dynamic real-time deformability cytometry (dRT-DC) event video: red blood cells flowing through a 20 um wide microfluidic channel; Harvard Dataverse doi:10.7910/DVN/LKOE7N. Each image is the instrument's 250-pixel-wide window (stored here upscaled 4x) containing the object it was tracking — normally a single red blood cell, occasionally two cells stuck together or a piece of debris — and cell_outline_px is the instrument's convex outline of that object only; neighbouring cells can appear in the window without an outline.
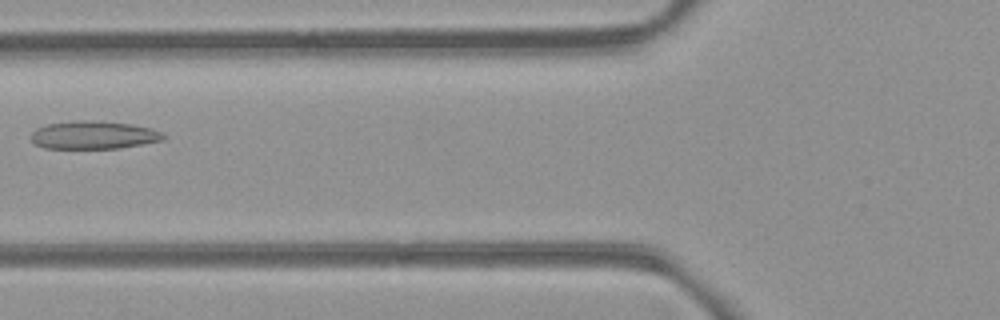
{"species": "common noctule bat (a hibernating species)", "species_latin": "Nyctalus noctula", "temperature_condition": "room temperature", "stored_images_in_passage": 3, "camera_frame_rate_fps": 3000, "um_per_image_px": 0.085, "animal": {"sex": "female", "body_mass_g": 21.9}, "frame": {"image": 1, "passage_image": 2, "time_ms": 1.333, "image_size_px": [1000, 320], "cell_outline_px": [[168, 136], [164, 140], [120, 148], [44, 148], [36, 144], [32, 140], [32, 132], [36, 128], [48, 124], [80, 120], [96, 120], [132, 124], [152, 128]], "centroid_in_image_um": [8.0, 11.47], "position_along_channel_um": 117.8, "area_um2": 21.62}}
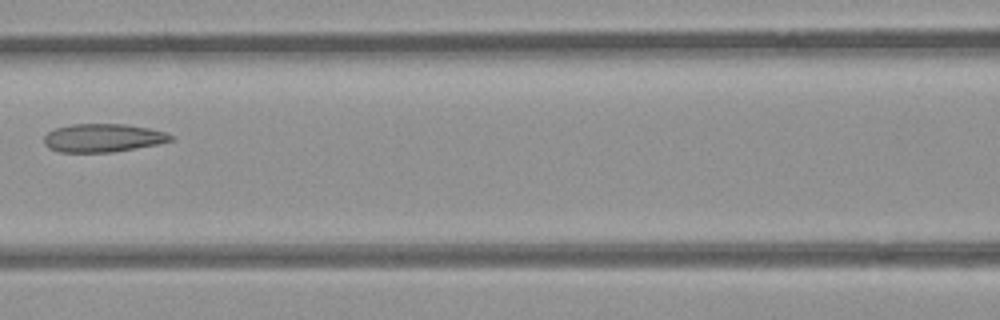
{"frame": {"image": 2, "passage_image": 3, "time_ms": 2.333, "image_size_px": [1000, 320], "cell_outline_px": [[176, 140], [156, 144], [112, 152], [60, 152], [48, 148], [44, 144], [44, 136], [48, 132], [56, 128], [72, 124], [124, 124], [148, 128], [164, 132], [172, 136]], "centroid_in_image_um": [8.72, 11.72], "position_along_channel_um": 157.9, "area_um2": 20.75}}